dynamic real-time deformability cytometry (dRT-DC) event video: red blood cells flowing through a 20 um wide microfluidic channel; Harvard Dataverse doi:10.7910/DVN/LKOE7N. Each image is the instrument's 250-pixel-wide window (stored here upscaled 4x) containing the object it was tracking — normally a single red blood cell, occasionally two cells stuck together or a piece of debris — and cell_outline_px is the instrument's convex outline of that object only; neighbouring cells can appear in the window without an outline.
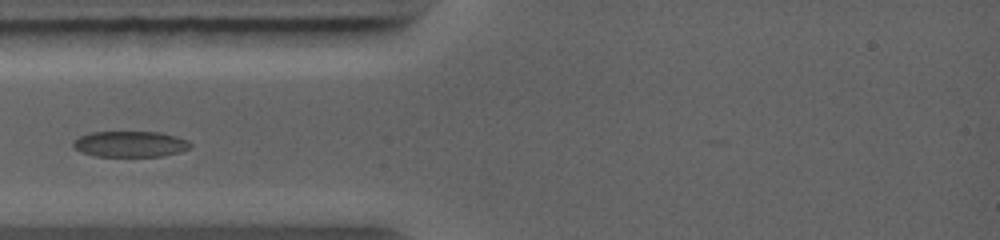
{"species": "common noctule bat (a hibernating species)", "species_latin": "Nyctalus noctula", "temperature_condition": "warm", "stored_images_in_passage": 13, "camera_frame_rate_fps": 5000, "um_per_image_px": 0.085, "animal": {"sex": "female", "body_mass_g": 19.0, "forearm_length_mm": 56.7}, "frame": {"image": 1, "passage_image": 4, "time_ms": 2.4, "image_size_px": [1000, 240], "cell_outline_px": [[192, 148], [180, 152], [160, 156], [96, 156], [80, 152], [72, 144], [80, 136], [92, 132], [160, 132], [176, 136], [188, 140], [192, 144]], "centroid_in_image_um": [11.12, 12.24], "position_along_channel_um": 73.9, "area_um2": 17.63}}
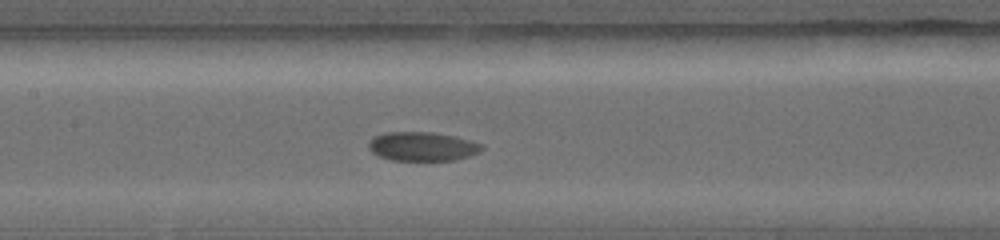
{"frame": {"image": 2, "passage_image": 9, "time_ms": 4.6, "image_size_px": [1000, 240], "cell_outline_px": [[484, 148], [480, 152], [456, 160], [392, 160], [380, 156], [372, 152], [368, 148], [368, 140], [384, 132], [432, 132], [456, 136], [480, 144]], "centroid_in_image_um": [35.88, 12.44], "position_along_channel_um": 171.5, "area_um2": 19.07}}
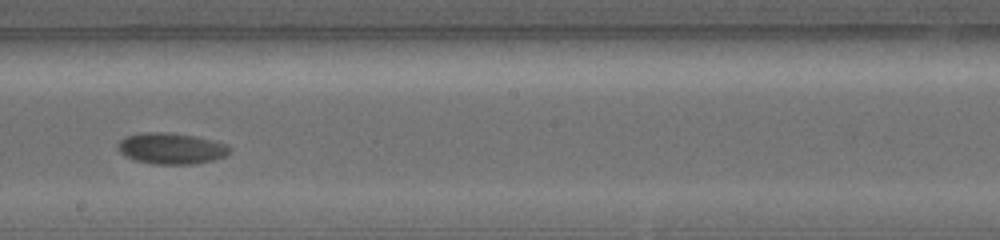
{"frame": {"image": 3, "passage_image": 12, "time_ms": 6.0, "image_size_px": [1000, 240], "cell_outline_px": [[232, 152], [224, 156], [212, 160], [192, 164], [152, 164], [136, 160], [124, 156], [116, 148], [116, 144], [124, 136], [140, 132], [168, 132], [196, 136], [228, 144], [232, 148]], "centroid_in_image_um": [14.53, 12.6], "position_along_channel_um": 233.7, "area_um2": 20.63}}